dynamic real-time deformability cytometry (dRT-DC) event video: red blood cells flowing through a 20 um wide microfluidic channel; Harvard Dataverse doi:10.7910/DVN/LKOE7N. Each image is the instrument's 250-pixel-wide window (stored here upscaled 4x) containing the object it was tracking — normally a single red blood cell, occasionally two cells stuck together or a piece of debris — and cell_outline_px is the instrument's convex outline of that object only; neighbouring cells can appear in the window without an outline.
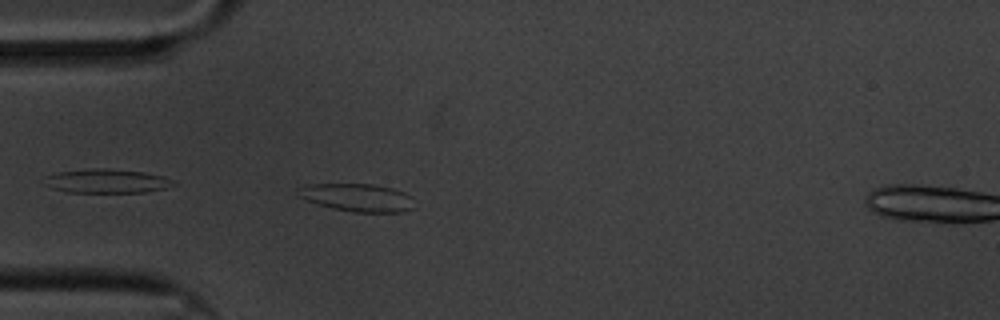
{"species": "common noctule bat (a hibernating species)", "species_latin": "Nyctalus noctula", "temperature_condition": "cold", "stored_images_in_passage": 43, "camera_frame_rate_fps": 3000, "um_per_image_px": 0.085, "animal": {"sex": "male", "body_mass_g": 20.1, "forearm_length_mm": 53.5}, "frame": {"image": 1, "passage_image": 2, "time_ms": 0.333, "image_size_px": [1000, 320], "cell_outline_px": [[416, 208], [400, 212], [352, 212], [332, 208], [296, 196], [300, 188], [308, 184], [372, 184], [392, 188], [404, 192], [412, 196]], "centroid_in_image_um": [30.44, 16.79], "position_along_channel_um": 54.6, "area_um2": 18.9}}
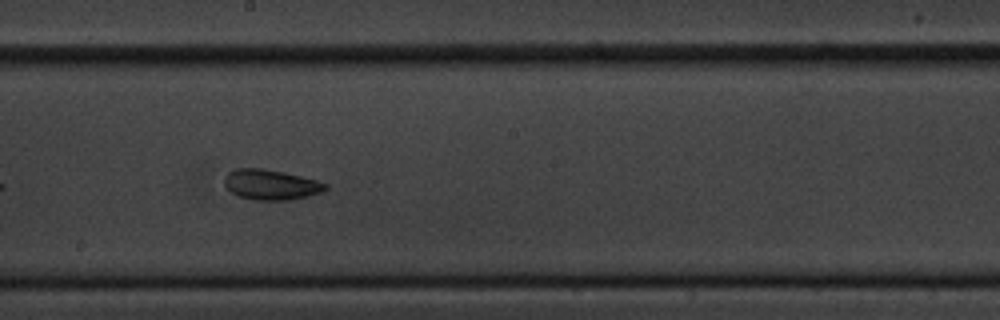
{"frame": {"image": 2, "passage_image": 18, "time_ms": 5.667, "image_size_px": [1000, 320], "cell_outline_px": [[328, 188], [320, 192], [308, 196], [288, 200], [252, 200], [236, 196], [224, 188], [224, 176], [228, 172], [236, 168], [260, 168], [284, 172], [316, 180], [328, 184]], "centroid_in_image_um": [22.96, 15.7], "position_along_channel_um": 225.2, "area_um2": 18.03}}
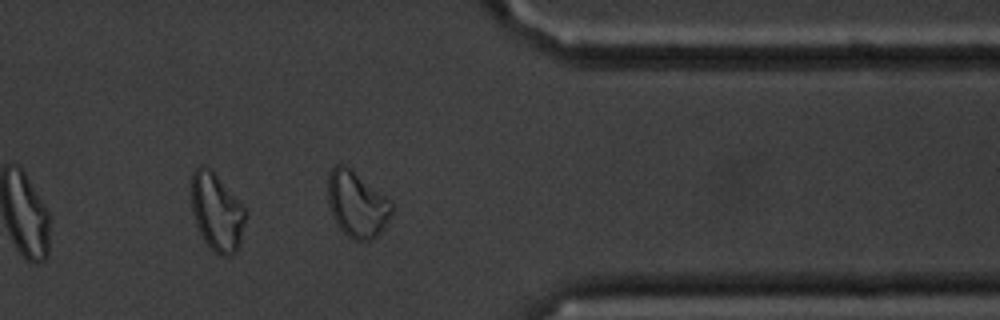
{"frame": {"image": 3, "passage_image": 33, "time_ms": 10.667, "image_size_px": [1000, 320], "cell_outline_px": [[392, 212], [384, 228], [372, 240], [352, 240], [336, 224], [328, 200], [328, 172], [332, 164], [344, 164], [352, 168], [384, 196], [392, 204]], "centroid_in_image_um": [30.31, 17.33], "position_along_channel_um": 381.1, "area_um2": 24.45}, "authors_computed_cell_mechanics": {"area_um2": 18.0336, "velocity_mm_per_s": 3.3077, "shape_relaxation_time_tau1_ms": 11.2772, "shape_relaxation_time_tau2_ms": 3.2518, "deformation_change_tau1": 0.1439, "deformation_change_tau2": 0.0951}}